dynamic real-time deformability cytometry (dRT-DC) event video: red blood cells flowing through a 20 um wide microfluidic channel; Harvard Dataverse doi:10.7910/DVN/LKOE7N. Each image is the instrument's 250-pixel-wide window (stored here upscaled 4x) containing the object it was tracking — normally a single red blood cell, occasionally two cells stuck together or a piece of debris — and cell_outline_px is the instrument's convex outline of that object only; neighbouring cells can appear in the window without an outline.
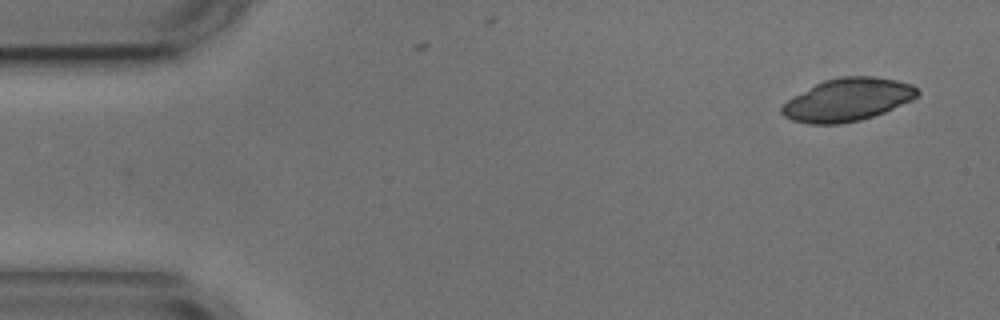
{"species": "common noctule bat (a hibernating species)", "species_latin": "Nyctalus noctula", "temperature_condition": "cold", "stored_images_in_passage": 5, "camera_frame_rate_fps": 3000, "um_per_image_px": 0.085, "animal": {"sex": "male", "body_mass_g": 17.9, "forearm_length_mm": 54.2}, "frame": {"image": 1, "passage_image": 5, "time_ms": 4.667, "image_size_px": [1000, 320], "cell_outline_px": [[920, 92], [912, 100], [884, 112], [860, 120], [840, 124], [808, 124], [792, 120], [784, 116], [780, 112], [780, 108], [788, 100], [816, 84], [824, 80], [844, 76], [876, 76], [896, 80], [912, 84]], "centroid_in_image_um": [72.05, 8.48], "position_along_channel_um": 12.9, "area_um2": 33.58}}